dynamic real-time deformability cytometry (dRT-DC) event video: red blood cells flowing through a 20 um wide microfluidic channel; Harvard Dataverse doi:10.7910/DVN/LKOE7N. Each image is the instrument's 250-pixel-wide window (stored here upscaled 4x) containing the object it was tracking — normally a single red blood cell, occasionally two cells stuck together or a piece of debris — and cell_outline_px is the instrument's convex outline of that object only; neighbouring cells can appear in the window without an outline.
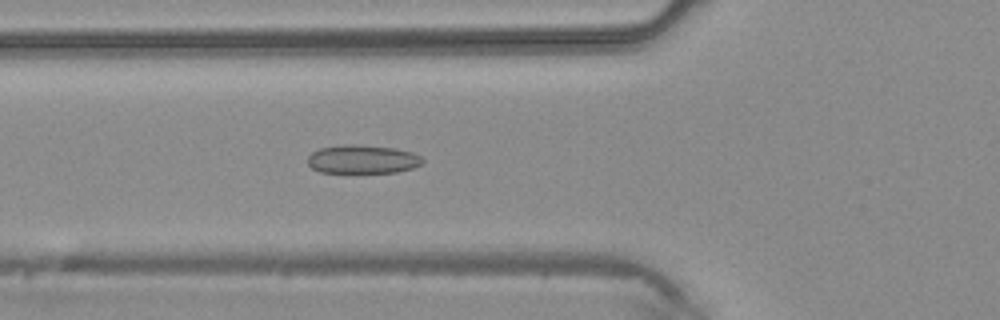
{"species": "common noctule bat (a hibernating species)", "species_latin": "Nyctalus noctula", "temperature_condition": "warm", "stored_images_in_passage": 38, "camera_frame_rate_fps": 3000, "um_per_image_px": 0.085, "animal": {"sex": "male", "body_mass_g": 20.4}, "frame": {"image": 1, "passage_image": 11, "time_ms": 3.333, "image_size_px": [1000, 320], "cell_outline_px": [[424, 160], [420, 164], [412, 168], [396, 172], [320, 172], [312, 168], [308, 164], [308, 156], [312, 152], [320, 148], [344, 144], [356, 144], [396, 148], [412, 152], [420, 156]], "centroid_in_image_um": [30.8, 13.52], "position_along_channel_um": 95.0, "area_um2": 19.07}}
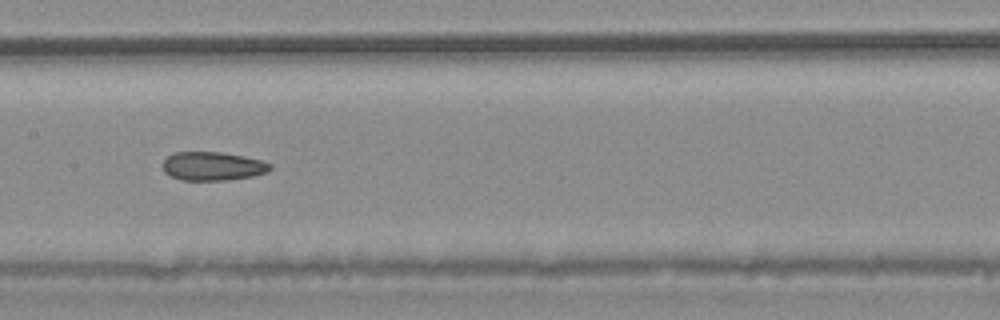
{"frame": {"image": 2, "passage_image": 17, "time_ms": 5.333, "image_size_px": [1000, 320], "cell_outline_px": [[272, 168], [268, 172], [252, 176], [224, 180], [180, 180], [168, 176], [164, 172], [164, 160], [168, 156], [176, 152], [220, 152], [244, 156], [260, 160], [272, 164]], "centroid_in_image_um": [18.08, 14.13], "position_along_channel_um": 189.3, "area_um2": 17.92}}
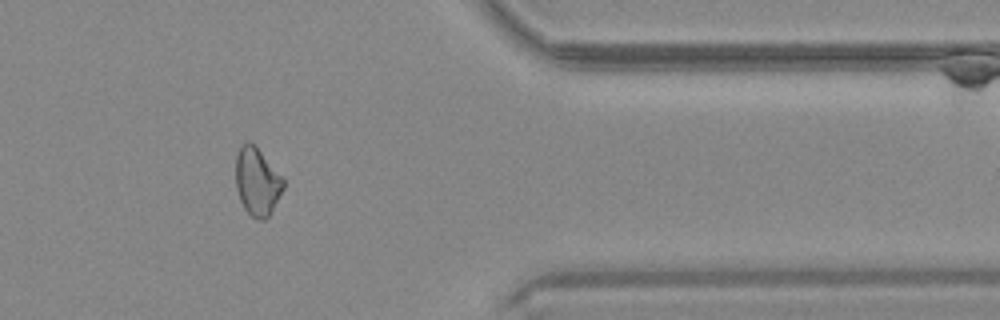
{"frame": {"image": 3, "passage_image": 31, "time_ms": 10.0, "image_size_px": [1000, 320], "cell_outline_px": [[284, 188], [268, 216], [264, 220], [260, 220], [252, 216], [244, 208], [240, 200], [236, 188], [236, 156], [240, 148], [248, 140], [252, 140], [284, 180]], "centroid_in_image_um": [21.84, 15.41], "position_along_channel_um": 389.6, "area_um2": 18.61}}